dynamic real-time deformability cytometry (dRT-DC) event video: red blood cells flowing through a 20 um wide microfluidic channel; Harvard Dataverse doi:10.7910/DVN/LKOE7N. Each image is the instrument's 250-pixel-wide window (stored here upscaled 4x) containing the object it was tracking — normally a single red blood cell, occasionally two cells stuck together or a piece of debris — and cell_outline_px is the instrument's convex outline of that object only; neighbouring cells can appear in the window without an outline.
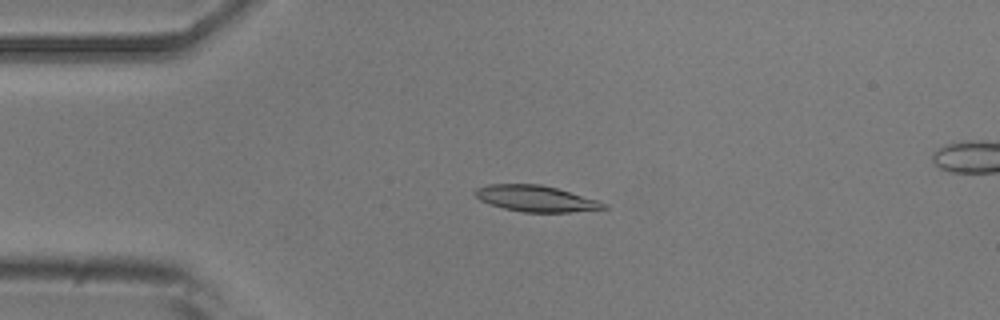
{"species": "common noctule bat (a hibernating species)", "species_latin": "Nyctalus noctula", "temperature_condition": "room temperature", "stored_images_in_passage": 6, "camera_frame_rate_fps": 3000, "um_per_image_px": 0.085, "animal": {"sex": "male", "body_mass_g": 20.5, "forearm_length_mm": 52.5}, "frame": {"image": 1, "passage_image": 4, "time_ms": 3.333, "image_size_px": [1000, 320], "cell_outline_px": [[608, 208], [568, 212], [524, 212], [504, 208], [480, 200], [472, 192], [476, 188], [488, 184], [540, 184], [556, 188], [596, 200], [608, 204]], "centroid_in_image_um": [45.51, 16.87], "position_along_channel_um": 39.5, "area_um2": 19.31}}